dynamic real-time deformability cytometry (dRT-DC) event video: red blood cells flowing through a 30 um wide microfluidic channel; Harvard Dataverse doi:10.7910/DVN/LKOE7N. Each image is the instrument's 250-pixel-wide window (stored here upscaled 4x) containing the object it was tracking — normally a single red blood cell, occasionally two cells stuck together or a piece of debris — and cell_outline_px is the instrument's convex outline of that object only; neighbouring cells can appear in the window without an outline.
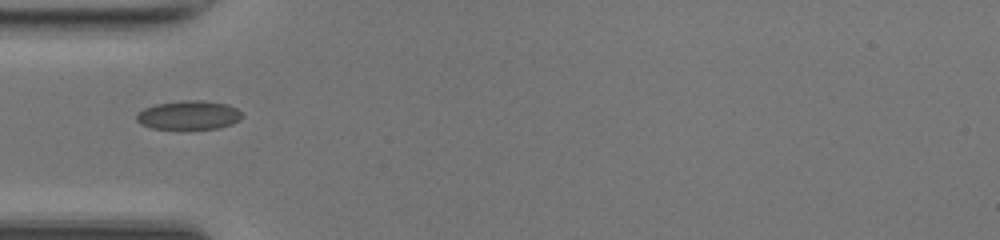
{"species": "common noctule bat (a hibernating species)", "species_latin": "Nyctalus noctula", "temperature_condition": "room temperature", "stored_images_in_passage": 22, "camera_frame_rate_fps": 3000, "um_per_image_px": 0.085, "animal": {"sex": "female", "body_mass_g": 17.0, "forearm_length_mm": 48.0}, "frame": {"image": 1, "passage_image": 1, "time_ms": 0.0, "image_size_px": [1000, 240], "cell_outline_px": [[240, 120], [232, 124], [220, 128], [152, 128], [140, 124], [136, 120], [136, 116], [144, 108], [156, 104], [184, 100], [204, 100], [228, 104], [236, 108], [240, 112]], "centroid_in_image_um": [16.05, 9.77], "position_along_channel_um": 68.9, "area_um2": 17.57}}